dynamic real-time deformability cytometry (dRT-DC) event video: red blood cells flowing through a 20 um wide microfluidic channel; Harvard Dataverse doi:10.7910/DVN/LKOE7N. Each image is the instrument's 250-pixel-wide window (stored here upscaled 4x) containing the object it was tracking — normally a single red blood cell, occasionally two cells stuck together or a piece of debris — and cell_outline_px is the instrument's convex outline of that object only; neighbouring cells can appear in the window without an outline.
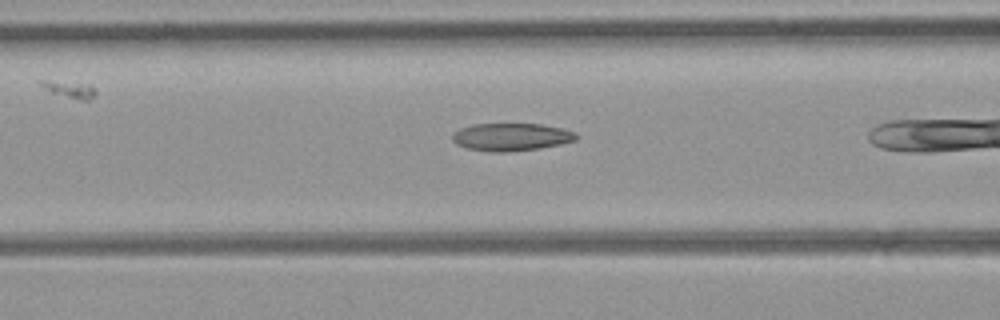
{"species": "common noctule bat (a hibernating species)", "species_latin": "Nyctalus noctula", "temperature_condition": "room temperature", "stored_images_in_passage": 28, "camera_frame_rate_fps": 3000, "um_per_image_px": 0.085, "animal": {"sex": "female", "body_mass_g": 21.9}, "frame": {"image": 1, "passage_image": 9, "time_ms": 2.667, "image_size_px": [1000, 320], "cell_outline_px": [[580, 136], [576, 140], [560, 144], [540, 148], [508, 152], [492, 152], [468, 148], [456, 144], [452, 140], [452, 132], [460, 128], [472, 124], [540, 124], [560, 128], [576, 132]], "centroid_in_image_um": [43.45, 11.64], "position_along_channel_um": 123.2, "area_um2": 20.06}}
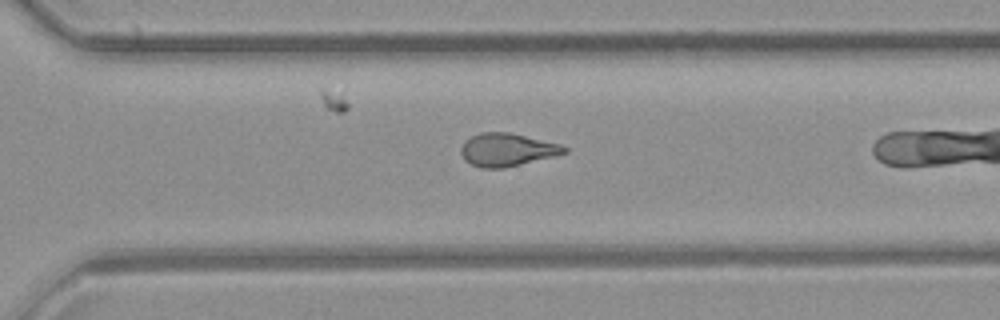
{"frame": {"image": 2, "passage_image": 24, "time_ms": 7.667, "image_size_px": [1000, 320], "cell_outline_px": [[568, 152], [556, 156], [504, 168], [480, 168], [464, 160], [460, 152], [460, 148], [464, 140], [480, 132], [512, 132], [560, 144], [568, 148]], "centroid_in_image_um": [43.1, 12.72], "position_along_channel_um": 327.5, "area_um2": 20.11}}